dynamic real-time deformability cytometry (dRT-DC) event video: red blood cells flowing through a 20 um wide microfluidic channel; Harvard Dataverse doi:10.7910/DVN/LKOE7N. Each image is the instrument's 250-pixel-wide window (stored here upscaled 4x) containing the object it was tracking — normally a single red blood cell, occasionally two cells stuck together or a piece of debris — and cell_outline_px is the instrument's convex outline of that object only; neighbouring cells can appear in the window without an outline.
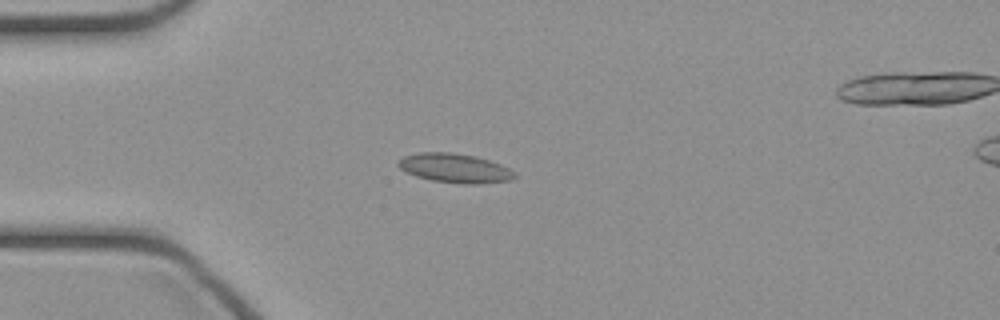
{"species": "common noctule bat (a hibernating species)", "species_latin": "Nyctalus noctula", "temperature_condition": "cold", "stored_images_in_passage": 22, "camera_frame_rate_fps": 3000, "um_per_image_px": 0.085, "animal": {"sex": "female", "body_mass_g": 21.9}, "frame": {"image": 1, "passage_image": 12, "time_ms": 3.667, "image_size_px": [1000, 320], "cell_outline_px": [[516, 176], [512, 180], [476, 184], [464, 184], [432, 180], [416, 176], [400, 168], [396, 164], [404, 156], [420, 152], [452, 152], [476, 156], [500, 164], [508, 168]], "centroid_in_image_um": [38.65, 14.29], "position_along_channel_um": 46.3, "area_um2": 19.59}}
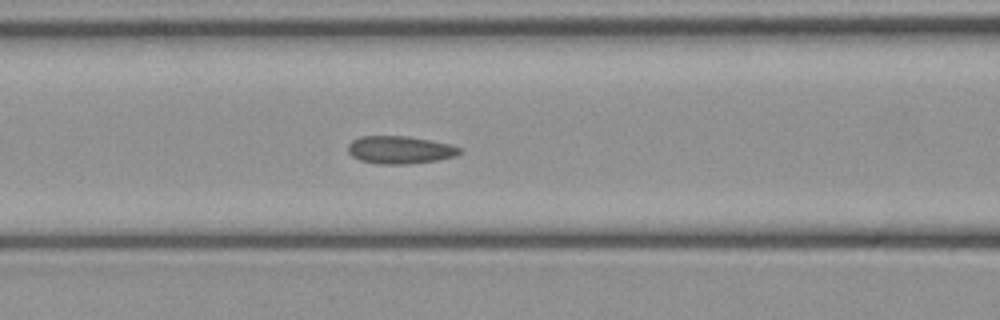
{"frame": {"image": 2, "passage_image": 19, "time_ms": 6.0, "image_size_px": [1000, 320], "cell_outline_px": [[464, 152], [456, 156], [436, 160], [408, 164], [380, 164], [360, 160], [352, 156], [348, 152], [348, 144], [352, 140], [360, 136], [408, 136], [448, 144], [460, 148]], "centroid_in_image_um": [33.98, 12.74], "position_along_channel_um": 132.6, "area_um2": 17.98}}
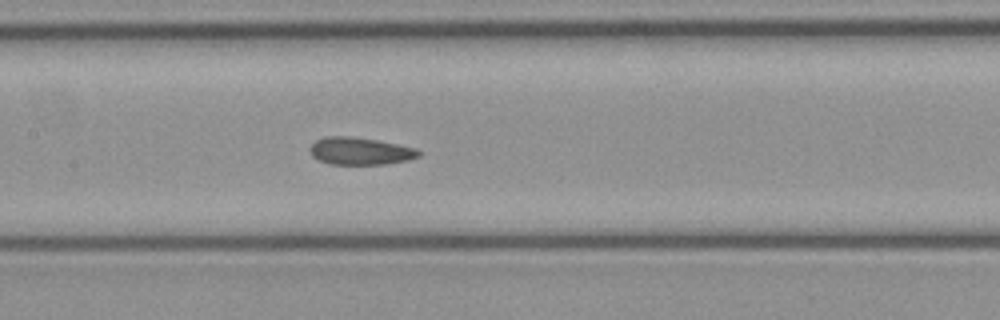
{"frame": {"image": 3, "passage_image": 22, "time_ms": 7.0, "image_size_px": [1000, 320], "cell_outline_px": [[420, 156], [408, 160], [388, 164], [328, 164], [312, 156], [308, 148], [316, 140], [324, 136], [352, 136], [376, 140], [416, 148], [420, 152]], "centroid_in_image_um": [30.59, 12.84], "position_along_channel_um": 176.8, "area_um2": 17.4}}